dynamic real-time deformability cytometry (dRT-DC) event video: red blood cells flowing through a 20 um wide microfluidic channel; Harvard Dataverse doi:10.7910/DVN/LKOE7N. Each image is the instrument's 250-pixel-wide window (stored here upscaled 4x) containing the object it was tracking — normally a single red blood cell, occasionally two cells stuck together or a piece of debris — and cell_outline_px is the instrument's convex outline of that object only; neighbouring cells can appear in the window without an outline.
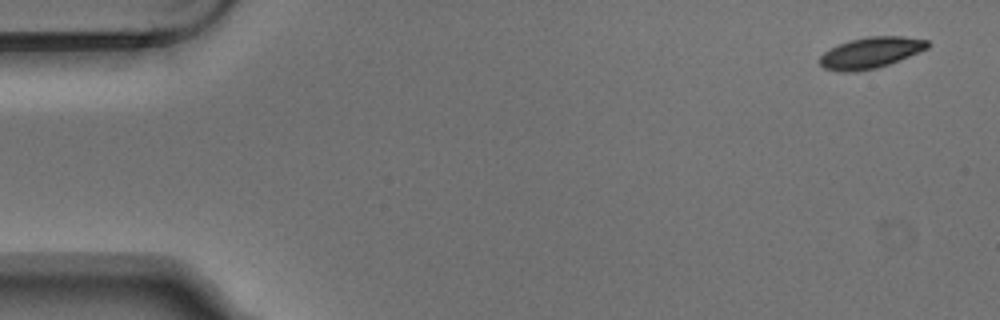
{"species": "Egyptian fruit bat (a non-hibernating species)", "species_latin": "Rousettus aegyptiacus", "temperature_condition": "warm", "stored_images_in_passage": 6, "camera_frame_rate_fps": 3000, "um_per_image_px": 0.085, "animal": {"sex": "male"}, "frame": {"image": 1, "passage_image": 1, "time_ms": 0.0, "image_size_px": [1000, 320], "cell_outline_px": [[928, 48], [888, 64], [876, 68], [856, 72], [840, 72], [824, 68], [820, 64], [820, 56], [824, 52], [840, 44], [852, 40], [868, 36], [904, 36], [928, 40]], "centroid_in_image_um": [73.99, 4.49], "position_along_channel_um": 11.0, "area_um2": 19.25}}
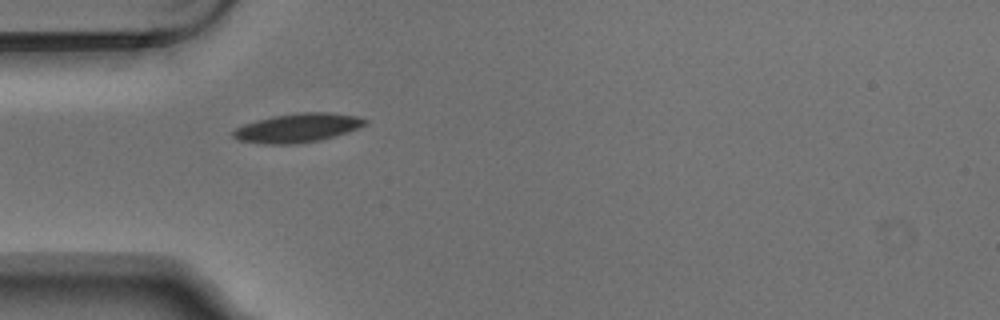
{"frame": {"image": 2, "passage_image": 5, "time_ms": 1.333, "image_size_px": [1000, 320], "cell_outline_px": [[368, 124], [348, 132], [320, 140], [296, 144], [260, 144], [236, 140], [232, 136], [232, 132], [236, 128], [244, 124], [256, 120], [272, 116], [296, 112], [328, 112], [360, 116], [368, 120]], "centroid_in_image_um": [25.3, 10.87], "position_along_channel_um": 59.7, "area_um2": 22.6}}
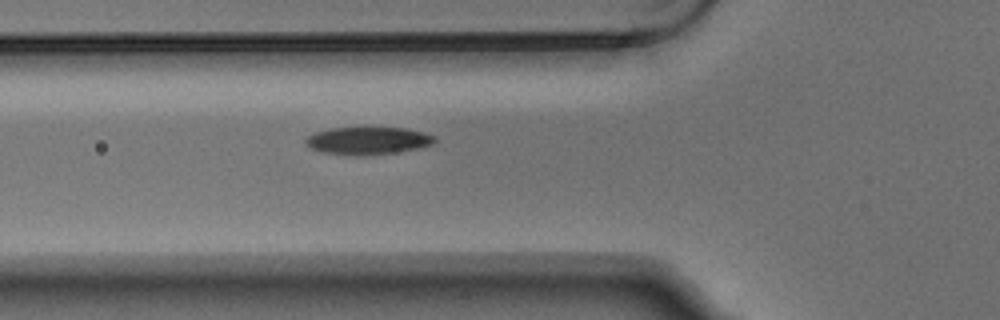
{"frame": {"image": 3, "passage_image": 6, "time_ms": 1.667, "image_size_px": [1000, 320], "cell_outline_px": [[436, 140], [432, 144], [420, 148], [392, 152], [320, 152], [308, 148], [304, 144], [304, 140], [308, 136], [316, 132], [332, 128], [408, 128], [424, 132], [436, 136]], "centroid_in_image_um": [31.29, 11.9], "position_along_channel_um": 94.5, "area_um2": 19.71}}